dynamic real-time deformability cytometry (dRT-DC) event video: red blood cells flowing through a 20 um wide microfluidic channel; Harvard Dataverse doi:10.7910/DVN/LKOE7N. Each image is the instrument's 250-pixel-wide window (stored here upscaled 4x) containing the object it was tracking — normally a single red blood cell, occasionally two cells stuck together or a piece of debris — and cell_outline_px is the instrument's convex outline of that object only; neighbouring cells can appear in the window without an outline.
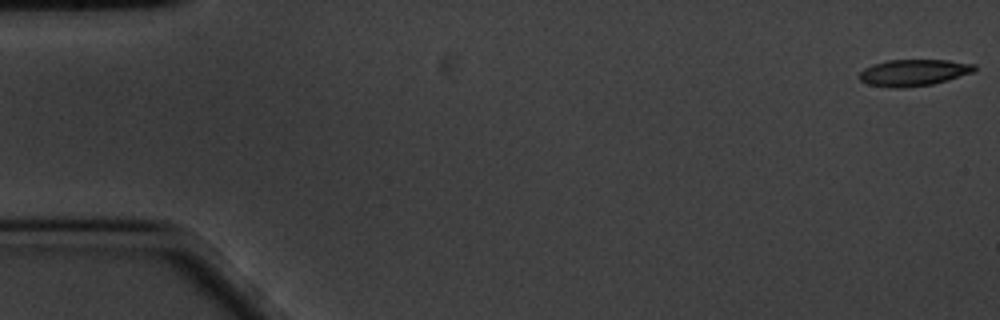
{"species": "common noctule bat (a hibernating species)", "species_latin": "Nyctalus noctula", "temperature_condition": "cold", "stored_images_in_passage": 59, "camera_frame_rate_fps": 3000, "um_per_image_px": 0.085, "animal": {"sex": "male", "body_mass_g": 20.1, "forearm_length_mm": 53.5}, "frame": {"image": 1, "passage_image": 1, "time_ms": 0.0, "image_size_px": [1000, 320], "cell_outline_px": [[976, 68], [972, 72], [948, 80], [932, 84], [904, 88], [888, 88], [868, 84], [860, 80], [860, 72], [864, 68], [872, 64], [888, 60], [948, 60], [976, 64]], "centroid_in_image_um": [77.64, 6.17], "position_along_channel_um": 7.4, "area_um2": 17.86}}
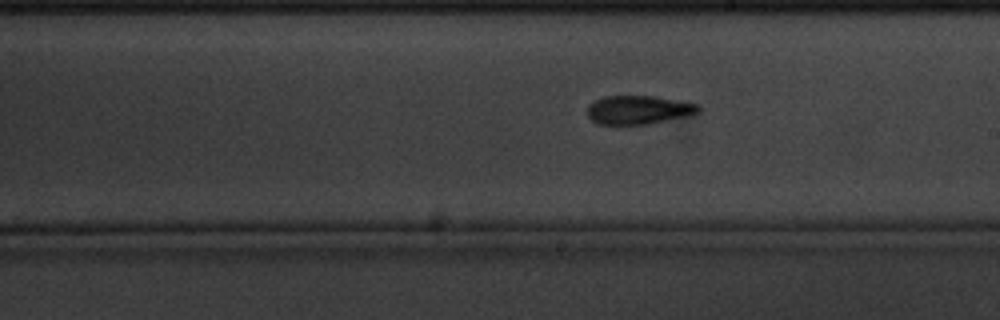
{"frame": {"image": 2, "passage_image": 33, "time_ms": 10.667, "image_size_px": [1000, 320], "cell_outline_px": [[700, 112], [648, 124], [596, 124], [588, 116], [588, 104], [604, 96], [656, 96], [700, 104]], "centroid_in_image_um": [54.26, 9.32], "position_along_channel_um": 234.7, "area_um2": 18.44}}
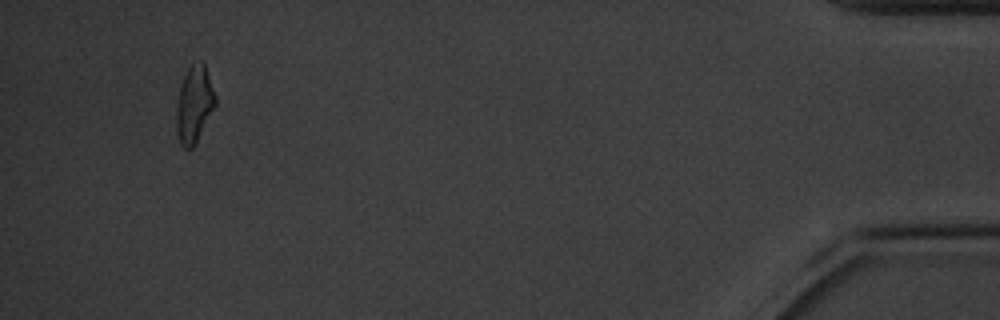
{"frame": {"image": 3, "passage_image": 56, "time_ms": 18.333, "image_size_px": [1000, 320], "cell_outline_px": [[216, 104], [196, 144], [192, 148], [184, 148], [180, 144], [176, 132], [176, 108], [180, 88], [184, 76], [188, 68], [192, 64], [200, 60], [204, 64], [216, 96]], "centroid_in_image_um": [16.5, 8.9], "position_along_channel_um": 418.7, "area_um2": 17.4}, "authors_computed_cell_mechanics": {"area_um2": 18.1492, "velocity_mm_per_s": 3.3709, "shape_relaxation_time_tau1_ms": 6.6229, "shape_relaxation_time_tau2_ms": 4.6736, "deformation_change_tau1": 0.1749, "deformation_change_tau2": 0.1182}}